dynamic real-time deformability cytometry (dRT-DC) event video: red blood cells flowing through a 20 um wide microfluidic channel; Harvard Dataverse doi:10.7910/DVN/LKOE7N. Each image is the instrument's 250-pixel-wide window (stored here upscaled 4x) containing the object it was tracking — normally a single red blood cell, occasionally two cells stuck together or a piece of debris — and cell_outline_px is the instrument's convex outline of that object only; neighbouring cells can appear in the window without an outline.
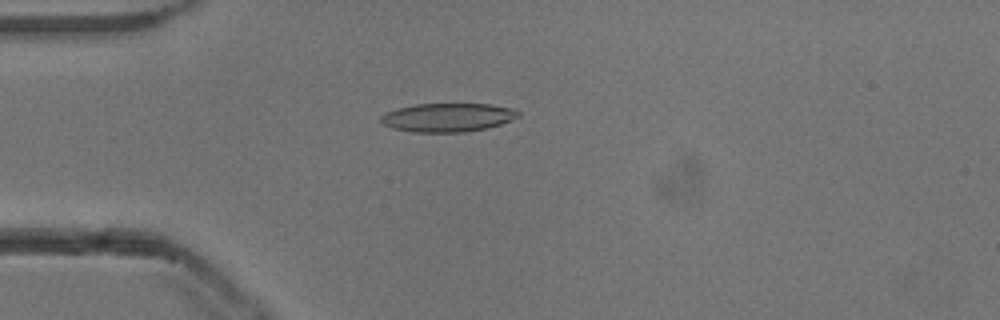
{"species": "common noctule bat (a hibernating species)", "species_latin": "Nyctalus noctula", "temperature_condition": "cold", "stored_images_in_passage": 53, "camera_frame_rate_fps": 3000, "um_per_image_px": 0.085, "animal": {"sex": "male", "body_mass_g": 13.3}, "frame": {"image": 1, "passage_image": 14, "time_ms": 4.333, "image_size_px": [1000, 320], "cell_outline_px": [[520, 116], [500, 124], [488, 128], [464, 132], [412, 132], [392, 128], [384, 124], [380, 120], [380, 116], [384, 112], [396, 108], [416, 104], [488, 104], [512, 108], [520, 112]], "centroid_in_image_um": [38.03, 9.98], "position_along_channel_um": 47.0, "area_um2": 23.0}}
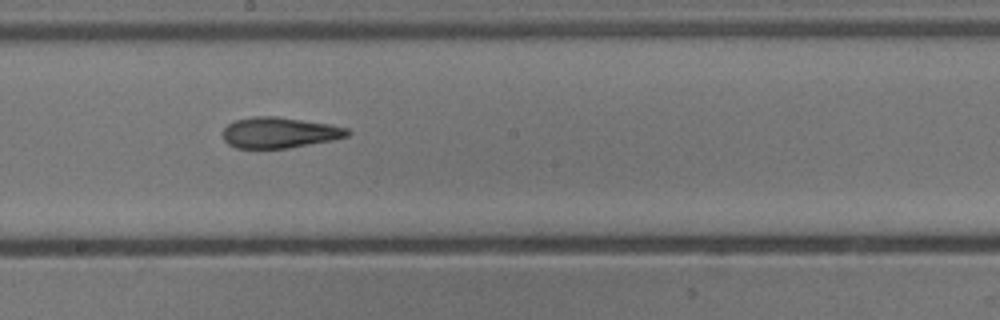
{"frame": {"image": 2, "passage_image": 29, "time_ms": 9.333, "image_size_px": [1000, 320], "cell_outline_px": [[352, 132], [348, 136], [332, 140], [288, 148], [236, 148], [228, 144], [224, 140], [224, 128], [228, 124], [236, 120], [252, 116], [276, 116], [332, 124], [348, 128]], "centroid_in_image_um": [23.78, 11.26], "position_along_channel_um": 224.4, "area_um2": 22.43}}
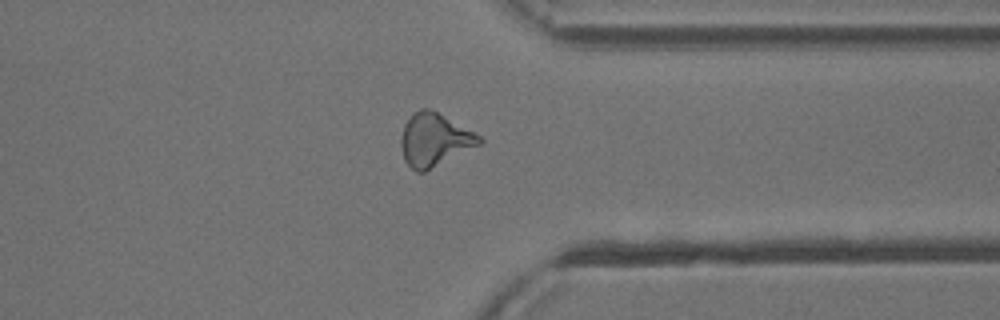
{"frame": {"image": 3, "passage_image": 41, "time_ms": 13.333, "image_size_px": [1000, 320], "cell_outline_px": [[484, 140], [480, 144], [424, 172], [416, 172], [404, 160], [400, 144], [400, 136], [404, 124], [420, 108], [428, 108], [436, 112], [480, 136]], "centroid_in_image_um": [36.88, 11.9], "position_along_channel_um": 374.5, "area_um2": 23.58}, "authors_computed_cell_mechanics": {"area_um2": 22.8888, "velocity_mm_per_s": 3.8528, "shape_relaxation_time_tau1_ms": 9.3799, "shape_relaxation_time_tau2_ms": 3.1965, "deformation_change_tau1": 0.2259, "deformation_change_tau2": 0.1249}}